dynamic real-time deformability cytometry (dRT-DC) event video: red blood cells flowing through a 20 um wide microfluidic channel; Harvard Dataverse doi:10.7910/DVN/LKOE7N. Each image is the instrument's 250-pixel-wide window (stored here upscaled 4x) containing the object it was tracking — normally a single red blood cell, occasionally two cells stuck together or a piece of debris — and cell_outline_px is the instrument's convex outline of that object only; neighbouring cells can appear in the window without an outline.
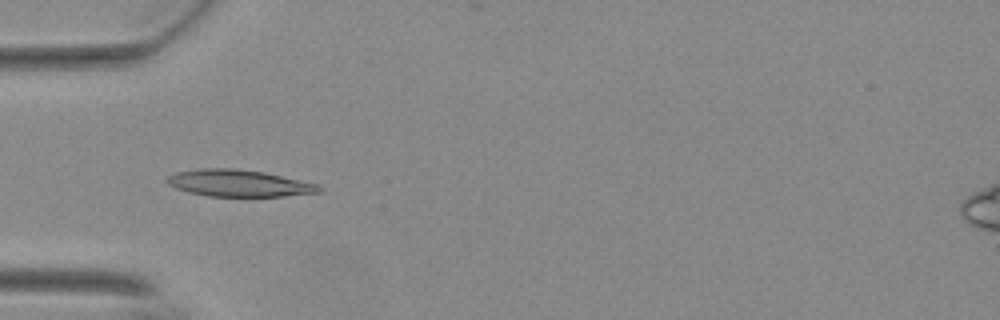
{"species": "Egyptian fruit bat (a non-hibernating species)", "species_latin": "Rousettus aegyptiacus", "temperature_condition": "warm", "stored_images_in_passage": 55, "camera_frame_rate_fps": 3000, "um_per_image_px": 0.085, "animal": {"sex": "female"}, "frame": {"image": 1, "passage_image": 18, "time_ms": 5.667, "image_size_px": [1000, 320], "cell_outline_px": [[324, 188], [320, 192], [284, 196], [208, 196], [188, 192], [176, 188], [168, 184], [164, 180], [168, 176], [176, 172], [200, 168], [236, 168], [264, 172], [320, 184]], "centroid_in_image_um": [20.31, 15.56], "position_along_channel_um": 64.7, "area_um2": 23.93}}
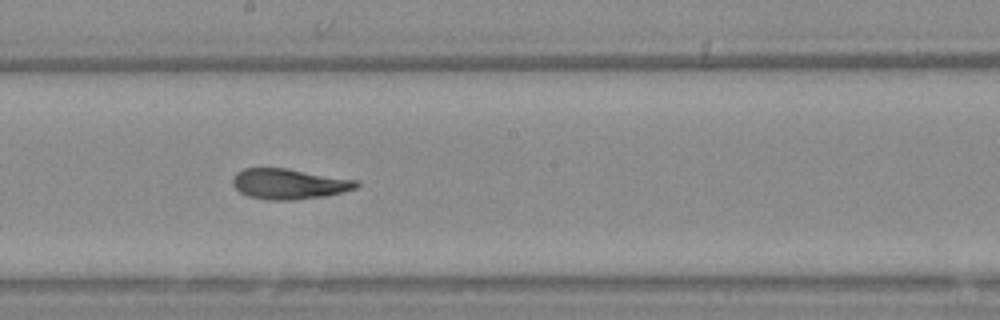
{"frame": {"image": 2, "passage_image": 31, "time_ms": 10.0, "image_size_px": [1000, 320], "cell_outline_px": [[360, 184], [356, 188], [324, 196], [292, 200], [268, 200], [248, 196], [240, 192], [232, 184], [232, 180], [236, 172], [244, 168], [284, 168], [360, 180]], "centroid_in_image_um": [24.56, 15.63], "position_along_channel_um": 223.6, "area_um2": 21.91}}
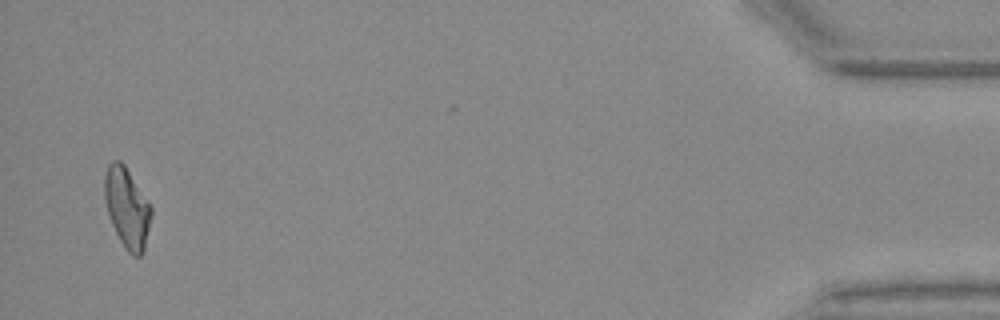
{"frame": {"image": 3, "passage_image": 54, "time_ms": 17.667, "image_size_px": [1000, 320], "cell_outline_px": [[152, 216], [144, 252], [140, 256], [132, 256], [124, 248], [112, 224], [104, 200], [104, 176], [108, 164], [112, 160], [120, 160], [124, 164], [152, 208]], "centroid_in_image_um": [10.8, 17.68], "position_along_channel_um": 424.4, "area_um2": 21.79}, "authors_computed_cell_mechanics": {"area_um2": 22.0796, "velocity_mm_per_s": 3.7036, "shape_relaxation_time_tau1_ms": null, "shape_relaxation_time_tau2_ms": 3.6558, "deformation_change_tau1": null, "deformation_change_tau2": 0.0989}}